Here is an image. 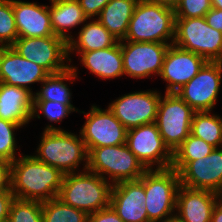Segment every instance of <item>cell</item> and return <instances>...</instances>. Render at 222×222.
Returning a JSON list of instances; mask_svg holds the SVG:
<instances>
[{
	"label": "cell",
	"instance_id": "1",
	"mask_svg": "<svg viewBox=\"0 0 222 222\" xmlns=\"http://www.w3.org/2000/svg\"><path fill=\"white\" fill-rule=\"evenodd\" d=\"M64 174L34 156L20 154L11 163V190L15 198L48 201L58 197Z\"/></svg>",
	"mask_w": 222,
	"mask_h": 222
},
{
	"label": "cell",
	"instance_id": "2",
	"mask_svg": "<svg viewBox=\"0 0 222 222\" xmlns=\"http://www.w3.org/2000/svg\"><path fill=\"white\" fill-rule=\"evenodd\" d=\"M42 134L38 155H33L36 159L59 169L63 174L78 172L81 161L85 162L83 171L87 170L88 151L81 134L78 137L52 124L46 126Z\"/></svg>",
	"mask_w": 222,
	"mask_h": 222
},
{
	"label": "cell",
	"instance_id": "3",
	"mask_svg": "<svg viewBox=\"0 0 222 222\" xmlns=\"http://www.w3.org/2000/svg\"><path fill=\"white\" fill-rule=\"evenodd\" d=\"M174 36L173 7L148 0L137 2L124 41L173 44Z\"/></svg>",
	"mask_w": 222,
	"mask_h": 222
},
{
	"label": "cell",
	"instance_id": "4",
	"mask_svg": "<svg viewBox=\"0 0 222 222\" xmlns=\"http://www.w3.org/2000/svg\"><path fill=\"white\" fill-rule=\"evenodd\" d=\"M112 184L88 170L64 174L58 198L88 215L110 206Z\"/></svg>",
	"mask_w": 222,
	"mask_h": 222
},
{
	"label": "cell",
	"instance_id": "5",
	"mask_svg": "<svg viewBox=\"0 0 222 222\" xmlns=\"http://www.w3.org/2000/svg\"><path fill=\"white\" fill-rule=\"evenodd\" d=\"M87 170L106 180L111 179L112 185L136 181L147 171L126 144L90 149Z\"/></svg>",
	"mask_w": 222,
	"mask_h": 222
},
{
	"label": "cell",
	"instance_id": "6",
	"mask_svg": "<svg viewBox=\"0 0 222 222\" xmlns=\"http://www.w3.org/2000/svg\"><path fill=\"white\" fill-rule=\"evenodd\" d=\"M179 186V173L173 168L152 169L144 173V207L150 222H164L175 216Z\"/></svg>",
	"mask_w": 222,
	"mask_h": 222
},
{
	"label": "cell",
	"instance_id": "7",
	"mask_svg": "<svg viewBox=\"0 0 222 222\" xmlns=\"http://www.w3.org/2000/svg\"><path fill=\"white\" fill-rule=\"evenodd\" d=\"M173 44L207 61L222 62V33L209 26L205 17L175 19Z\"/></svg>",
	"mask_w": 222,
	"mask_h": 222
},
{
	"label": "cell",
	"instance_id": "8",
	"mask_svg": "<svg viewBox=\"0 0 222 222\" xmlns=\"http://www.w3.org/2000/svg\"><path fill=\"white\" fill-rule=\"evenodd\" d=\"M194 112L177 93L165 92L164 98L161 96L155 123L172 152L191 134Z\"/></svg>",
	"mask_w": 222,
	"mask_h": 222
},
{
	"label": "cell",
	"instance_id": "9",
	"mask_svg": "<svg viewBox=\"0 0 222 222\" xmlns=\"http://www.w3.org/2000/svg\"><path fill=\"white\" fill-rule=\"evenodd\" d=\"M147 170L171 168L173 152L165 144L156 123L127 130L126 143Z\"/></svg>",
	"mask_w": 222,
	"mask_h": 222
},
{
	"label": "cell",
	"instance_id": "10",
	"mask_svg": "<svg viewBox=\"0 0 222 222\" xmlns=\"http://www.w3.org/2000/svg\"><path fill=\"white\" fill-rule=\"evenodd\" d=\"M18 54L30 62H35L50 74L70 67L67 42L58 36L17 38L11 46ZM66 60V61H65Z\"/></svg>",
	"mask_w": 222,
	"mask_h": 222
},
{
	"label": "cell",
	"instance_id": "11",
	"mask_svg": "<svg viewBox=\"0 0 222 222\" xmlns=\"http://www.w3.org/2000/svg\"><path fill=\"white\" fill-rule=\"evenodd\" d=\"M222 75L221 61H207L200 71L176 93L195 111H212Z\"/></svg>",
	"mask_w": 222,
	"mask_h": 222
},
{
	"label": "cell",
	"instance_id": "12",
	"mask_svg": "<svg viewBox=\"0 0 222 222\" xmlns=\"http://www.w3.org/2000/svg\"><path fill=\"white\" fill-rule=\"evenodd\" d=\"M86 121L80 130L87 151L102 146H116L126 143L127 129L114 116L113 112L93 105L85 113Z\"/></svg>",
	"mask_w": 222,
	"mask_h": 222
},
{
	"label": "cell",
	"instance_id": "13",
	"mask_svg": "<svg viewBox=\"0 0 222 222\" xmlns=\"http://www.w3.org/2000/svg\"><path fill=\"white\" fill-rule=\"evenodd\" d=\"M124 74L131 78L159 75L170 44L161 42L120 41Z\"/></svg>",
	"mask_w": 222,
	"mask_h": 222
},
{
	"label": "cell",
	"instance_id": "14",
	"mask_svg": "<svg viewBox=\"0 0 222 222\" xmlns=\"http://www.w3.org/2000/svg\"><path fill=\"white\" fill-rule=\"evenodd\" d=\"M160 98L161 94L152 90L128 93L109 103L108 108L129 130L156 121Z\"/></svg>",
	"mask_w": 222,
	"mask_h": 222
},
{
	"label": "cell",
	"instance_id": "15",
	"mask_svg": "<svg viewBox=\"0 0 222 222\" xmlns=\"http://www.w3.org/2000/svg\"><path fill=\"white\" fill-rule=\"evenodd\" d=\"M206 62L204 57L170 44L159 74L168 84L165 92L176 93L200 71Z\"/></svg>",
	"mask_w": 222,
	"mask_h": 222
},
{
	"label": "cell",
	"instance_id": "16",
	"mask_svg": "<svg viewBox=\"0 0 222 222\" xmlns=\"http://www.w3.org/2000/svg\"><path fill=\"white\" fill-rule=\"evenodd\" d=\"M180 185L200 190H210L222 196V147L209 155L190 161L180 172Z\"/></svg>",
	"mask_w": 222,
	"mask_h": 222
},
{
	"label": "cell",
	"instance_id": "17",
	"mask_svg": "<svg viewBox=\"0 0 222 222\" xmlns=\"http://www.w3.org/2000/svg\"><path fill=\"white\" fill-rule=\"evenodd\" d=\"M145 202L144 174L136 181H122L112 186L110 206L123 222H150Z\"/></svg>",
	"mask_w": 222,
	"mask_h": 222
},
{
	"label": "cell",
	"instance_id": "18",
	"mask_svg": "<svg viewBox=\"0 0 222 222\" xmlns=\"http://www.w3.org/2000/svg\"><path fill=\"white\" fill-rule=\"evenodd\" d=\"M50 73L29 60L23 58L11 46L0 47V82L33 91L28 86L41 83Z\"/></svg>",
	"mask_w": 222,
	"mask_h": 222
},
{
	"label": "cell",
	"instance_id": "19",
	"mask_svg": "<svg viewBox=\"0 0 222 222\" xmlns=\"http://www.w3.org/2000/svg\"><path fill=\"white\" fill-rule=\"evenodd\" d=\"M222 196L210 190L179 186L175 216L182 222H211L212 210Z\"/></svg>",
	"mask_w": 222,
	"mask_h": 222
},
{
	"label": "cell",
	"instance_id": "20",
	"mask_svg": "<svg viewBox=\"0 0 222 222\" xmlns=\"http://www.w3.org/2000/svg\"><path fill=\"white\" fill-rule=\"evenodd\" d=\"M18 38L55 36L49 6L12 0Z\"/></svg>",
	"mask_w": 222,
	"mask_h": 222
},
{
	"label": "cell",
	"instance_id": "21",
	"mask_svg": "<svg viewBox=\"0 0 222 222\" xmlns=\"http://www.w3.org/2000/svg\"><path fill=\"white\" fill-rule=\"evenodd\" d=\"M33 94L21 87L0 82V118L20 126L32 119Z\"/></svg>",
	"mask_w": 222,
	"mask_h": 222
},
{
	"label": "cell",
	"instance_id": "22",
	"mask_svg": "<svg viewBox=\"0 0 222 222\" xmlns=\"http://www.w3.org/2000/svg\"><path fill=\"white\" fill-rule=\"evenodd\" d=\"M80 59L82 65L99 78L114 79L125 75L120 41L106 49L83 52Z\"/></svg>",
	"mask_w": 222,
	"mask_h": 222
},
{
	"label": "cell",
	"instance_id": "23",
	"mask_svg": "<svg viewBox=\"0 0 222 222\" xmlns=\"http://www.w3.org/2000/svg\"><path fill=\"white\" fill-rule=\"evenodd\" d=\"M51 4L49 11L53 33L68 42L73 36L66 32L85 23L88 18L84 15L77 0H54L51 1Z\"/></svg>",
	"mask_w": 222,
	"mask_h": 222
},
{
	"label": "cell",
	"instance_id": "24",
	"mask_svg": "<svg viewBox=\"0 0 222 222\" xmlns=\"http://www.w3.org/2000/svg\"><path fill=\"white\" fill-rule=\"evenodd\" d=\"M78 34L76 40L73 37L67 42L70 63V53H74L73 51L80 55L83 52L112 47L118 42L97 19L86 23Z\"/></svg>",
	"mask_w": 222,
	"mask_h": 222
},
{
	"label": "cell",
	"instance_id": "25",
	"mask_svg": "<svg viewBox=\"0 0 222 222\" xmlns=\"http://www.w3.org/2000/svg\"><path fill=\"white\" fill-rule=\"evenodd\" d=\"M139 0H110L97 20L117 40H124L128 25Z\"/></svg>",
	"mask_w": 222,
	"mask_h": 222
},
{
	"label": "cell",
	"instance_id": "26",
	"mask_svg": "<svg viewBox=\"0 0 222 222\" xmlns=\"http://www.w3.org/2000/svg\"><path fill=\"white\" fill-rule=\"evenodd\" d=\"M78 67H73L70 65L66 70L49 74L42 82L43 84L40 91L33 94V100H47V101H56L60 102L68 107H74L71 104V92L69 86L64 81H71L76 79ZM72 79V80H71Z\"/></svg>",
	"mask_w": 222,
	"mask_h": 222
},
{
	"label": "cell",
	"instance_id": "27",
	"mask_svg": "<svg viewBox=\"0 0 222 222\" xmlns=\"http://www.w3.org/2000/svg\"><path fill=\"white\" fill-rule=\"evenodd\" d=\"M210 113V111L194 112L191 134L214 148H220L222 146V118Z\"/></svg>",
	"mask_w": 222,
	"mask_h": 222
},
{
	"label": "cell",
	"instance_id": "28",
	"mask_svg": "<svg viewBox=\"0 0 222 222\" xmlns=\"http://www.w3.org/2000/svg\"><path fill=\"white\" fill-rule=\"evenodd\" d=\"M215 148L204 140L190 134L173 152L171 168L178 173L190 162L209 155Z\"/></svg>",
	"mask_w": 222,
	"mask_h": 222
},
{
	"label": "cell",
	"instance_id": "29",
	"mask_svg": "<svg viewBox=\"0 0 222 222\" xmlns=\"http://www.w3.org/2000/svg\"><path fill=\"white\" fill-rule=\"evenodd\" d=\"M43 222H88V214L58 197L42 202Z\"/></svg>",
	"mask_w": 222,
	"mask_h": 222
},
{
	"label": "cell",
	"instance_id": "30",
	"mask_svg": "<svg viewBox=\"0 0 222 222\" xmlns=\"http://www.w3.org/2000/svg\"><path fill=\"white\" fill-rule=\"evenodd\" d=\"M7 222H43L42 202L15 198Z\"/></svg>",
	"mask_w": 222,
	"mask_h": 222
},
{
	"label": "cell",
	"instance_id": "31",
	"mask_svg": "<svg viewBox=\"0 0 222 222\" xmlns=\"http://www.w3.org/2000/svg\"><path fill=\"white\" fill-rule=\"evenodd\" d=\"M17 38L12 0H0V47L12 46Z\"/></svg>",
	"mask_w": 222,
	"mask_h": 222
},
{
	"label": "cell",
	"instance_id": "32",
	"mask_svg": "<svg viewBox=\"0 0 222 222\" xmlns=\"http://www.w3.org/2000/svg\"><path fill=\"white\" fill-rule=\"evenodd\" d=\"M78 111L75 107H68L60 102L47 100H33V118H41L43 114L50 122H62V119L68 117L71 112ZM37 116V117H36Z\"/></svg>",
	"mask_w": 222,
	"mask_h": 222
},
{
	"label": "cell",
	"instance_id": "33",
	"mask_svg": "<svg viewBox=\"0 0 222 222\" xmlns=\"http://www.w3.org/2000/svg\"><path fill=\"white\" fill-rule=\"evenodd\" d=\"M22 126L0 118V161L12 163L17 159L15 130Z\"/></svg>",
	"mask_w": 222,
	"mask_h": 222
},
{
	"label": "cell",
	"instance_id": "34",
	"mask_svg": "<svg viewBox=\"0 0 222 222\" xmlns=\"http://www.w3.org/2000/svg\"><path fill=\"white\" fill-rule=\"evenodd\" d=\"M175 19L200 18L212 9L211 0H179L173 7Z\"/></svg>",
	"mask_w": 222,
	"mask_h": 222
},
{
	"label": "cell",
	"instance_id": "35",
	"mask_svg": "<svg viewBox=\"0 0 222 222\" xmlns=\"http://www.w3.org/2000/svg\"><path fill=\"white\" fill-rule=\"evenodd\" d=\"M82 8L84 15L89 19H94L93 16L100 15L103 8L110 0H77Z\"/></svg>",
	"mask_w": 222,
	"mask_h": 222
},
{
	"label": "cell",
	"instance_id": "36",
	"mask_svg": "<svg viewBox=\"0 0 222 222\" xmlns=\"http://www.w3.org/2000/svg\"><path fill=\"white\" fill-rule=\"evenodd\" d=\"M88 222H123L114 209L109 206L88 215Z\"/></svg>",
	"mask_w": 222,
	"mask_h": 222
},
{
	"label": "cell",
	"instance_id": "37",
	"mask_svg": "<svg viewBox=\"0 0 222 222\" xmlns=\"http://www.w3.org/2000/svg\"><path fill=\"white\" fill-rule=\"evenodd\" d=\"M15 199L12 190L0 192V222H7L12 201Z\"/></svg>",
	"mask_w": 222,
	"mask_h": 222
},
{
	"label": "cell",
	"instance_id": "38",
	"mask_svg": "<svg viewBox=\"0 0 222 222\" xmlns=\"http://www.w3.org/2000/svg\"><path fill=\"white\" fill-rule=\"evenodd\" d=\"M11 164L0 161V192L11 190Z\"/></svg>",
	"mask_w": 222,
	"mask_h": 222
},
{
	"label": "cell",
	"instance_id": "39",
	"mask_svg": "<svg viewBox=\"0 0 222 222\" xmlns=\"http://www.w3.org/2000/svg\"><path fill=\"white\" fill-rule=\"evenodd\" d=\"M205 20L209 26L222 33V10L212 7L205 15Z\"/></svg>",
	"mask_w": 222,
	"mask_h": 222
},
{
	"label": "cell",
	"instance_id": "40",
	"mask_svg": "<svg viewBox=\"0 0 222 222\" xmlns=\"http://www.w3.org/2000/svg\"><path fill=\"white\" fill-rule=\"evenodd\" d=\"M211 222H222V197L217 201L212 210Z\"/></svg>",
	"mask_w": 222,
	"mask_h": 222
},
{
	"label": "cell",
	"instance_id": "41",
	"mask_svg": "<svg viewBox=\"0 0 222 222\" xmlns=\"http://www.w3.org/2000/svg\"><path fill=\"white\" fill-rule=\"evenodd\" d=\"M148 1L164 4V5H167L170 7H174L179 0H148Z\"/></svg>",
	"mask_w": 222,
	"mask_h": 222
},
{
	"label": "cell",
	"instance_id": "42",
	"mask_svg": "<svg viewBox=\"0 0 222 222\" xmlns=\"http://www.w3.org/2000/svg\"><path fill=\"white\" fill-rule=\"evenodd\" d=\"M212 7L222 10V0H211Z\"/></svg>",
	"mask_w": 222,
	"mask_h": 222
},
{
	"label": "cell",
	"instance_id": "43",
	"mask_svg": "<svg viewBox=\"0 0 222 222\" xmlns=\"http://www.w3.org/2000/svg\"><path fill=\"white\" fill-rule=\"evenodd\" d=\"M164 222H182L180 219H178L176 216L169 218L165 220Z\"/></svg>",
	"mask_w": 222,
	"mask_h": 222
}]
</instances>
